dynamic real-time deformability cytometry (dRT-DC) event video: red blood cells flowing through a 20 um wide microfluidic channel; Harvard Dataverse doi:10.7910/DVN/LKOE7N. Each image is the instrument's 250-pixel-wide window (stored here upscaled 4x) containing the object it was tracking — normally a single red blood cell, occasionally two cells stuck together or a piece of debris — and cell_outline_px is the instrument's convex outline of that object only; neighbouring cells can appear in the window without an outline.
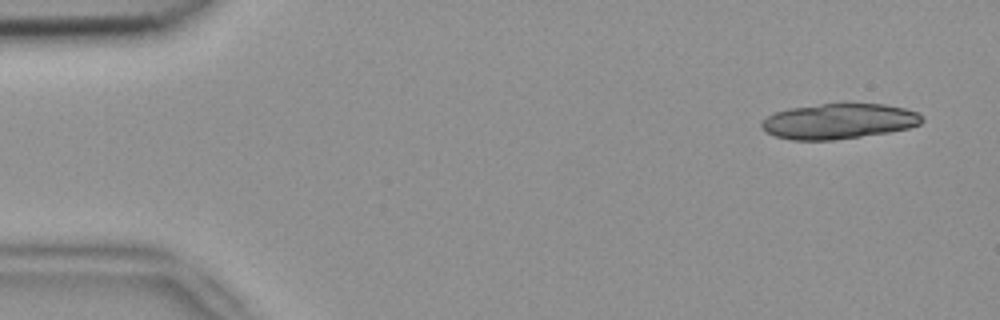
{"species": "common noctule bat (a hibernating species)", "species_latin": "Nyctalus noctula", "temperature_condition": "room temperature", "stored_images_in_passage": 5, "camera_frame_rate_fps": 3000, "um_per_image_px": 0.085, "animal": {"sex": "female", "body_mass_g": 18.4}, "frame": {"image": 1, "passage_image": 1, "time_ms": 0.0, "image_size_px": [1000, 320], "cell_outline_px": [[924, 120], [920, 124], [908, 128], [888, 132], [832, 140], [792, 140], [776, 136], [764, 132], [760, 128], [760, 124], [768, 116], [776, 112], [788, 108], [820, 104], [884, 104], [904, 108], [916, 112], [924, 116]], "centroid_in_image_um": [71.28, 10.31], "position_along_channel_um": 13.7, "area_um2": 32.95}}